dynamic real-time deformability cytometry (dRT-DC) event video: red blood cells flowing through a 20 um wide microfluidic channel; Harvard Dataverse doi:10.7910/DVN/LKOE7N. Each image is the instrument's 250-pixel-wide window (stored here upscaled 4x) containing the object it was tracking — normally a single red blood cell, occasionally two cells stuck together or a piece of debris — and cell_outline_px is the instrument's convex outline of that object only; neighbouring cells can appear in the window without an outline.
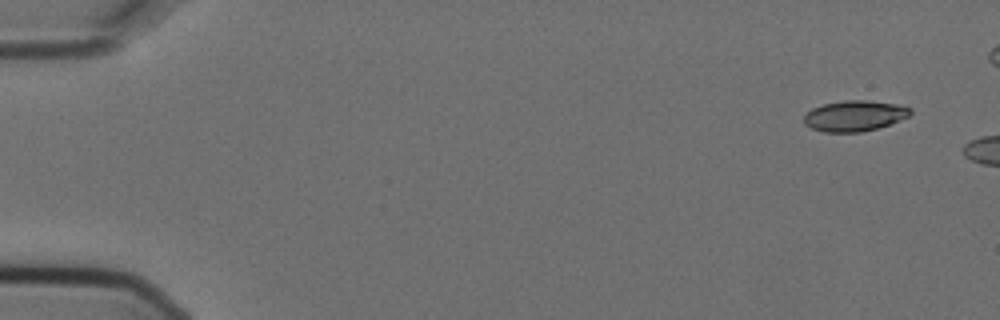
{"species": "Egyptian fruit bat (a non-hibernating species)", "species_latin": "Rousettus aegyptiacus", "temperature_condition": "cold", "stored_images_in_passage": 6, "segment_of_instrument_passage": [2, 2], "camera_frame_rate_fps": 3000, "um_per_image_px": 0.085, "animal": {"sex": "female"}, "frame": {"image": 1, "passage_image": 6, "time_ms": 1.667, "image_size_px": [1000, 320], "cell_outline_px": [[912, 112], [908, 116], [900, 120], [876, 128], [860, 132], [824, 132], [812, 128], [804, 124], [804, 116], [812, 108], [824, 104], [844, 100], [868, 100], [896, 104], [912, 108]], "centroid_in_image_um": [72.63, 9.84], "position_along_channel_um": 12.4, "area_um2": 18.9}}